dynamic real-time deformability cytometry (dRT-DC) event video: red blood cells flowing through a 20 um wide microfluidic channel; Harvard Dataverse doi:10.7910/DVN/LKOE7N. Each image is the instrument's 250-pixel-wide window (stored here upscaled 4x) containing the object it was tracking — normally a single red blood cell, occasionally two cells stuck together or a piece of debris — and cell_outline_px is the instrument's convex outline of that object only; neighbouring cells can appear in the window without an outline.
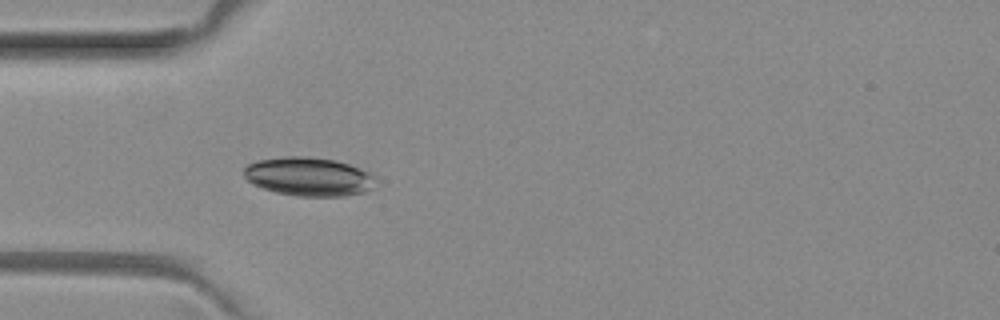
{"species": "common noctule bat (a hibernating species)", "species_latin": "Nyctalus noctula", "temperature_condition": "room temperature", "stored_images_in_passage": 2, "camera_frame_rate_fps": 3000, "um_per_image_px": 0.085, "animal": {"sex": "female", "body_mass_g": 29.2, "forearm_length_mm": 56.3}, "frame": {"image": 1, "passage_image": 2, "time_ms": 0.333, "image_size_px": [1000, 320], "cell_outline_px": [[376, 176], [368, 188], [364, 192], [344, 196], [300, 196], [276, 192], [252, 184], [244, 176], [244, 168], [248, 164], [260, 160], [284, 156], [308, 156], [336, 160], [372, 172]], "centroid_in_image_um": [26.23, 15.0], "position_along_channel_um": 58.8, "area_um2": 29.54}}